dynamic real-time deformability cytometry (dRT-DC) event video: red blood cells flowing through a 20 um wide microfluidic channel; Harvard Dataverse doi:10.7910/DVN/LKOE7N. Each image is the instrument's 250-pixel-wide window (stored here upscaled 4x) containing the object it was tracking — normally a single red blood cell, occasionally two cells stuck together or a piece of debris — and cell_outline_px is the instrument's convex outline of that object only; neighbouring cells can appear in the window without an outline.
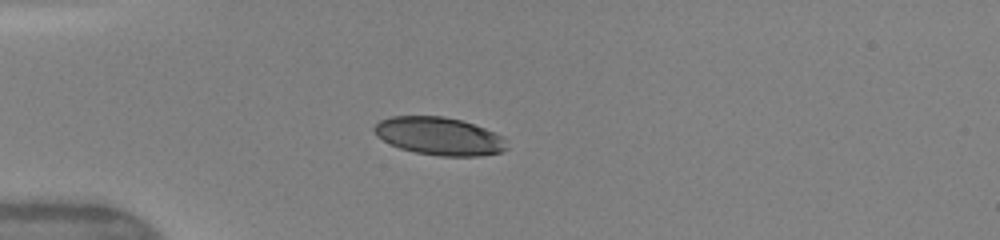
{"species": "human", "species_latin": "Homo sapiens", "temperature_condition": "warm", "stored_images_in_passage": 36, "camera_frame_rate_fps": 3000, "um_per_image_px": 0.085, "donor": {"sex": "female"}, "frame": {"image": 1, "passage_image": 1, "time_ms": 0.0, "image_size_px": [1000, 240], "cell_outline_px": [[508, 148], [504, 152], [480, 156], [440, 156], [416, 152], [400, 148], [376, 136], [372, 128], [380, 120], [392, 116], [444, 116], [460, 120], [484, 128], [500, 136], [504, 140]], "centroid_in_image_um": [37.32, 11.58], "position_along_channel_um": 47.7, "area_um2": 29.07}}
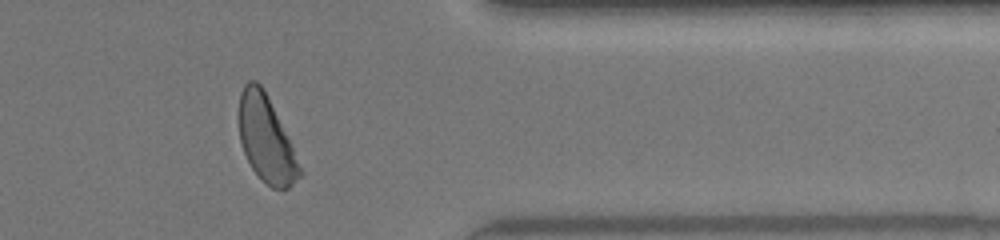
{"frame": {"image": 2, "passage_image": 28, "time_ms": 9.0, "image_size_px": [1000, 240], "cell_outline_px": [[304, 172], [288, 188], [272, 188], [252, 168], [244, 152], [240, 140], [240, 92], [244, 84], [248, 80], [256, 80], [260, 84]], "centroid_in_image_um": [22.61, 11.84], "position_along_channel_um": 388.8, "area_um2": 29.13}}
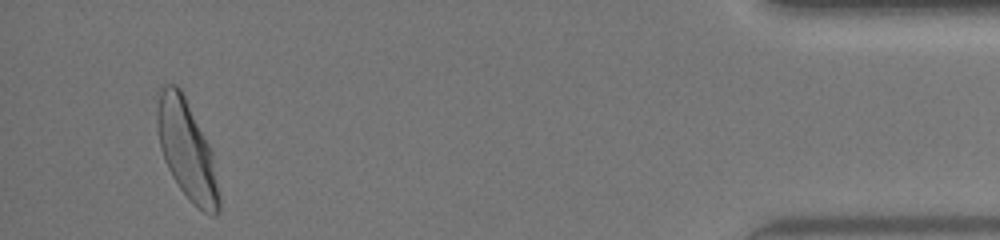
{"frame": {"image": 3, "passage_image": 34, "time_ms": 11.0, "image_size_px": [1000, 240], "cell_outline_px": [[220, 212], [216, 216], [212, 216], [204, 212], [192, 204], [188, 200], [172, 176], [164, 160], [160, 148], [156, 128], [156, 108], [160, 92], [164, 84], [176, 84], [180, 88], [212, 152], [220, 200]], "centroid_in_image_um": [15.86, 12.79], "position_along_channel_um": 419.3, "area_um2": 35.43}, "authors_computed_cell_mechanics": {"area_um2": 31.6166, "velocity_mm_per_s": 4.1481, "shape_relaxation_time_tau1_ms": 2.4049, "shape_relaxation_time_tau2_ms": null, "deformation_change_tau1": 0.1396, "deformation_change_tau2": null}}